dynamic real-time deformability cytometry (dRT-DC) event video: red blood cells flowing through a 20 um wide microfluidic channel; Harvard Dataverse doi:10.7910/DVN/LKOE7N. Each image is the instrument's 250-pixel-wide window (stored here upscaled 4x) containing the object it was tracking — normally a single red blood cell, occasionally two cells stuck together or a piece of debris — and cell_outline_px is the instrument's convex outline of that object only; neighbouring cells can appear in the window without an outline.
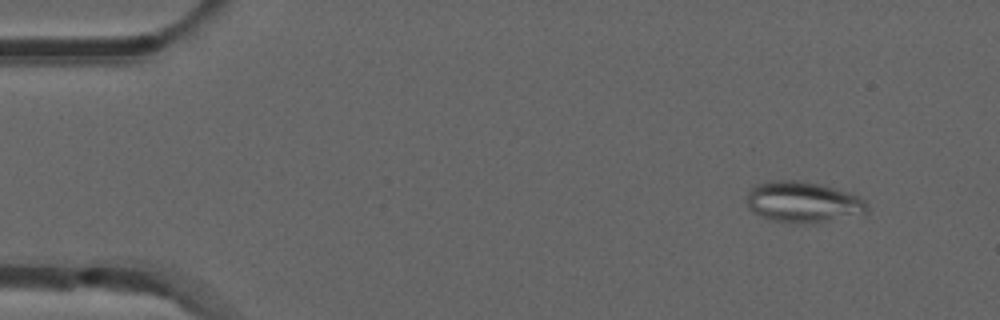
{"species": "common noctule bat (a hibernating species)", "species_latin": "Nyctalus noctula", "temperature_condition": "room temperature", "stored_images_in_passage": 53, "camera_frame_rate_fps": 3000, "um_per_image_px": 0.085, "animal": {"sex": "male", "forearm_length_mm": 52.5}, "frame": {"image": 1, "passage_image": 5, "time_ms": 1.333, "image_size_px": [1000, 320], "cell_outline_px": [[868, 212], [864, 216], [812, 224], [804, 224], [772, 220], [760, 216], [752, 212], [748, 208], [748, 192], [756, 184], [772, 180], [796, 180], [820, 184], [848, 192], [864, 200], [868, 208]], "centroid_in_image_um": [68.31, 17.2], "position_along_channel_um": 16.7, "area_um2": 29.19}}
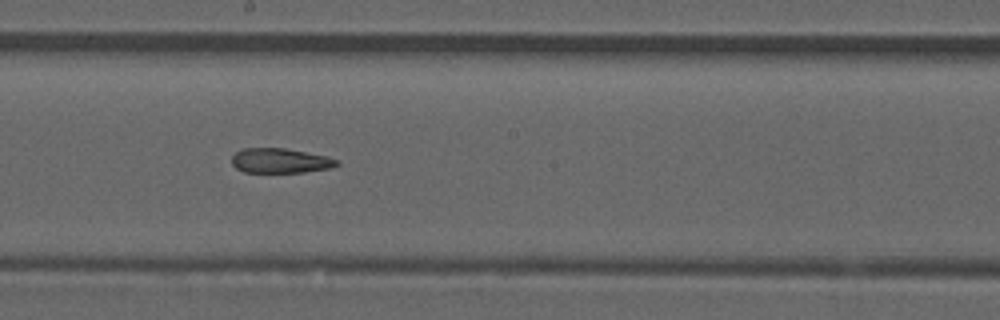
{"frame": {"image": 2, "passage_image": 29, "time_ms": 9.333, "image_size_px": [1000, 320], "cell_outline_px": [[340, 164], [332, 168], [304, 172], [244, 172], [236, 168], [232, 164], [232, 156], [236, 152], [244, 148], [284, 148], [328, 156], [340, 160]], "centroid_in_image_um": [23.86, 13.66], "position_along_channel_um": 224.3, "area_um2": 15.26}}
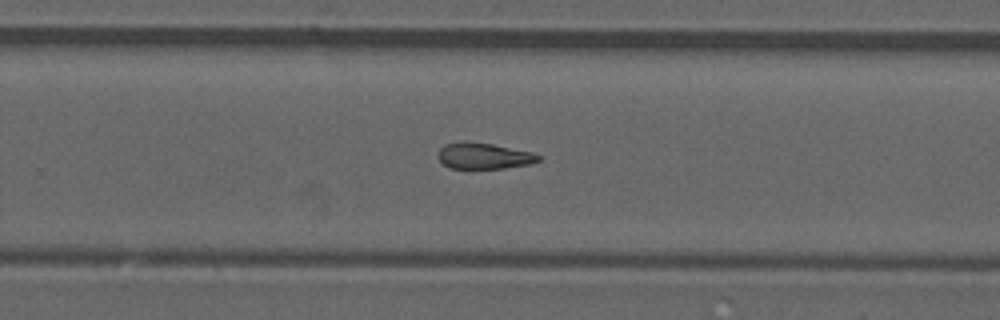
{"frame": {"image": 3, "passage_image": 34, "time_ms": 11.0, "image_size_px": [1000, 320], "cell_outline_px": [[540, 160], [532, 164], [504, 168], [472, 172], [448, 168], [440, 160], [440, 148], [444, 144], [492, 144], [532, 152], [540, 156]], "centroid_in_image_um": [41.16, 13.35], "position_along_channel_um": 288.6, "area_um2": 15.37}, "authors_computed_cell_mechanics": {"area_um2": 16.6464, "velocity_mm_per_s": 3.8773, "shape_relaxation_time_tau1_ms": null, "shape_relaxation_time_tau2_ms": 5.0161, "deformation_change_tau1": null, "deformation_change_tau2": 0.1332}}